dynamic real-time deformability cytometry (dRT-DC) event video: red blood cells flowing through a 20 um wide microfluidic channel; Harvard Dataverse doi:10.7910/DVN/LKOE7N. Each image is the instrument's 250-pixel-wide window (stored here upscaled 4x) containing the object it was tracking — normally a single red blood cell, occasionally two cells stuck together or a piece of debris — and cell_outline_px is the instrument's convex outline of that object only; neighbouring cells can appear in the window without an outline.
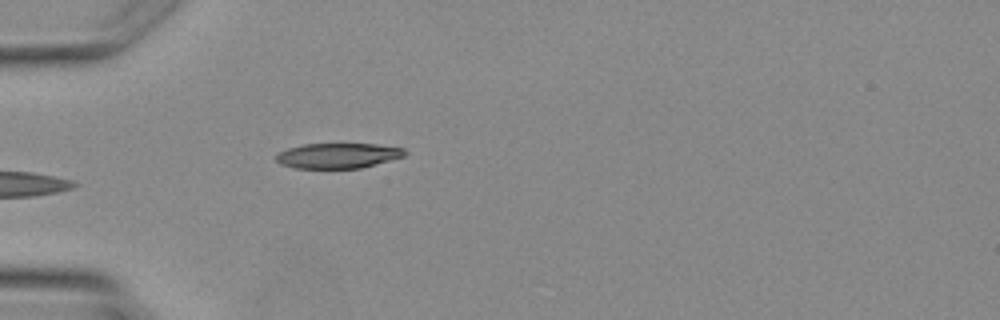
{"species": "Egyptian fruit bat (a non-hibernating species)", "species_latin": "Rousettus aegyptiacus", "temperature_condition": "warm", "stored_images_in_passage": 4, "camera_frame_rate_fps": 3000, "um_per_image_px": 0.085, "animal": {"sex": "female"}, "frame": {"image": 1, "passage_image": 4, "time_ms": 3.667, "image_size_px": [1000, 320], "cell_outline_px": [[408, 152], [404, 156], [360, 168], [296, 168], [280, 164], [276, 160], [276, 152], [288, 148], [304, 144], [376, 144], [404, 148]], "centroid_in_image_um": [28.7, 13.22], "position_along_channel_um": 56.3, "area_um2": 18.84}}